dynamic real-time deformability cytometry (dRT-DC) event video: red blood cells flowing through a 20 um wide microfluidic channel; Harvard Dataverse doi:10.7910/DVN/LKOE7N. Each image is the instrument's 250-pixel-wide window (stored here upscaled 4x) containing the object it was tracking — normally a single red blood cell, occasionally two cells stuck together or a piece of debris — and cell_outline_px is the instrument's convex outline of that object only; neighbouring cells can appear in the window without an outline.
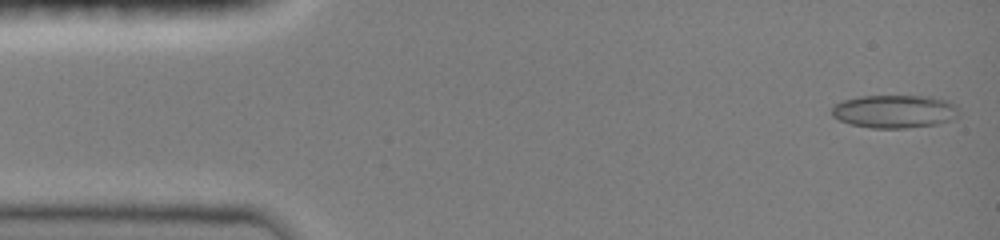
{"species": "common noctule bat (a hibernating species)", "species_latin": "Nyctalus noctula", "temperature_condition": "room temperature", "stored_images_in_passage": 27, "camera_frame_rate_fps": 3000, "um_per_image_px": 0.085, "animal": {"sex": "female", "body_mass_g": 19.0, "forearm_length_mm": 51.5}, "frame": {"image": 1, "passage_image": 1, "time_ms": 0.0, "image_size_px": [1000, 240], "cell_outline_px": [[960, 116], [952, 120], [936, 124], [908, 128], [872, 128], [848, 124], [832, 116], [832, 104], [844, 100], [860, 96], [932, 96], [948, 100], [956, 104], [960, 108]], "centroid_in_image_um": [76.09, 9.47], "position_along_channel_um": 8.9, "area_um2": 25.03}}
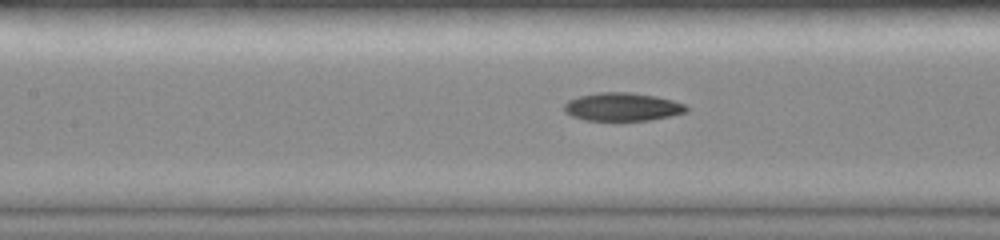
{"frame": {"image": 2, "passage_image": 16, "time_ms": 6.333, "image_size_px": [1000, 240], "cell_outline_px": [[688, 112], [648, 120], [584, 120], [572, 116], [564, 112], [564, 104], [568, 100], [580, 96], [600, 92], [632, 92], [656, 96], [672, 100], [684, 104], [688, 108]], "centroid_in_image_um": [52.89, 9.08], "position_along_channel_um": 154.5, "area_um2": 20.0}}
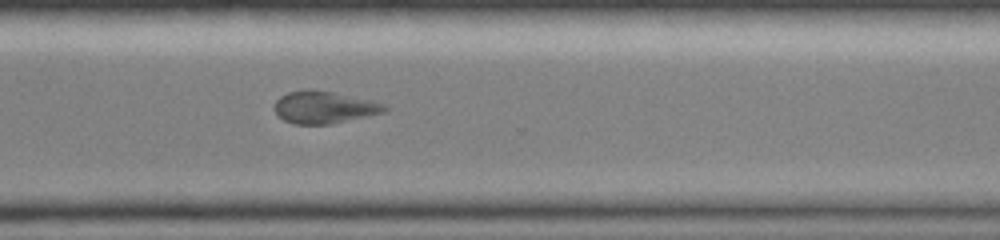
{"frame": {"image": 3, "passage_image": 27, "time_ms": 11.0, "image_size_px": [1000, 240], "cell_outline_px": [[388, 108], [384, 112], [328, 124], [292, 124], [284, 120], [276, 112], [276, 100], [280, 96], [288, 92], [332, 92], [368, 100], [384, 104]], "centroid_in_image_um": [27.54, 9.15], "position_along_channel_um": 343.1, "area_um2": 19.59}}